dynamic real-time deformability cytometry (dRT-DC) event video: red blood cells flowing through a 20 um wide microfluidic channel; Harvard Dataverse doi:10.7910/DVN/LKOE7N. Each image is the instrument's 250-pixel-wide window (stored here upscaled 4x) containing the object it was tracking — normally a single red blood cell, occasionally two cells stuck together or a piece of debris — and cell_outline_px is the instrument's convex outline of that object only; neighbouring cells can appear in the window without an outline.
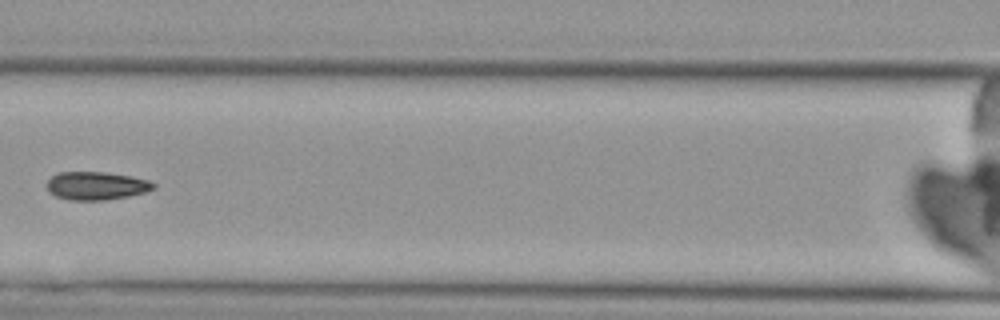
{"species": "Egyptian fruit bat (a non-hibernating species)", "species_latin": "Rousettus aegyptiacus", "temperature_condition": "cold", "stored_images_in_passage": 3, "camera_frame_rate_fps": 3000, "um_per_image_px": 0.085, "animal": {"sex": "female"}, "frame": {"image": 1, "passage_image": 3, "time_ms": 2.333, "image_size_px": [1000, 320], "cell_outline_px": [[156, 188], [144, 192], [128, 196], [104, 200], [68, 200], [56, 196], [48, 192], [48, 180], [52, 176], [60, 172], [104, 172], [132, 176], [148, 180], [156, 184]], "centroid_in_image_um": [8.2, 15.79], "position_along_channel_um": 158.4, "area_um2": 17.46}}